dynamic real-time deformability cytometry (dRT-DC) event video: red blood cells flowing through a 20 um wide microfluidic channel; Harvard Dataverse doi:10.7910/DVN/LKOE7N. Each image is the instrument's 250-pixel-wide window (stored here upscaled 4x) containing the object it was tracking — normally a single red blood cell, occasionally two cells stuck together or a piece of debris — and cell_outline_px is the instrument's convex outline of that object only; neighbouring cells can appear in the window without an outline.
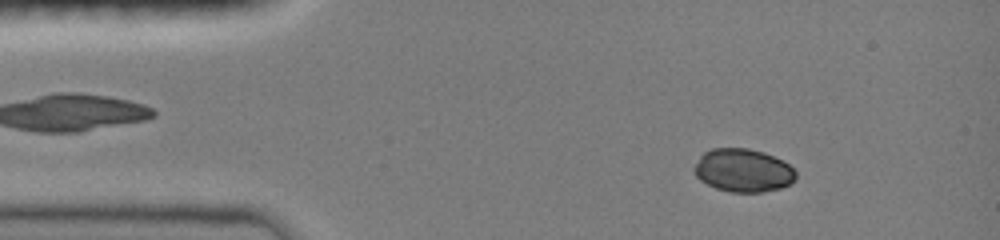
{"species": "common noctule bat (a hibernating species)", "species_latin": "Nyctalus noctula", "temperature_condition": "room temperature", "stored_images_in_passage": 41, "camera_frame_rate_fps": 3000, "um_per_image_px": 0.085, "animal": {"sex": "female", "body_mass_g": 19.0, "forearm_length_mm": 51.5}, "frame": {"image": 1, "passage_image": 14, "time_ms": 2.0, "image_size_px": [1000, 240], "cell_outline_px": [[796, 180], [780, 188], [764, 192], [728, 192], [716, 188], [700, 180], [696, 176], [692, 168], [700, 156], [704, 152], [712, 148], [748, 148], [764, 152], [788, 164], [796, 172]], "centroid_in_image_um": [63.14, 14.48], "position_along_channel_um": 21.9, "area_um2": 25.61}}
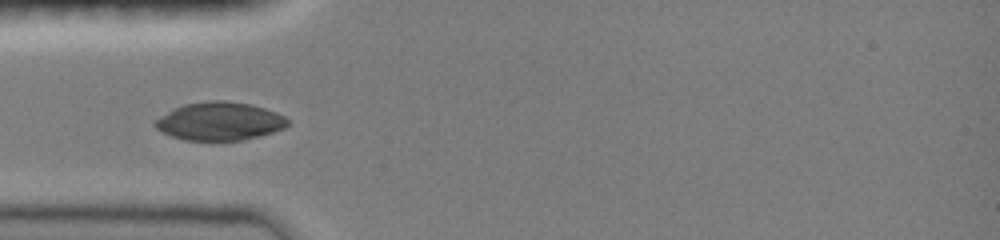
{"frame": {"image": 2, "passage_image": 33, "time_ms": 4.667, "image_size_px": [1000, 240], "cell_outline_px": [[288, 124], [284, 128], [272, 132], [244, 140], [184, 140], [172, 136], [156, 128], [152, 124], [160, 116], [184, 104], [212, 100], [224, 100], [248, 104], [264, 108], [276, 112], [284, 116], [288, 120]], "centroid_in_image_um": [18.67, 10.31], "position_along_channel_um": 66.3, "area_um2": 29.19}}
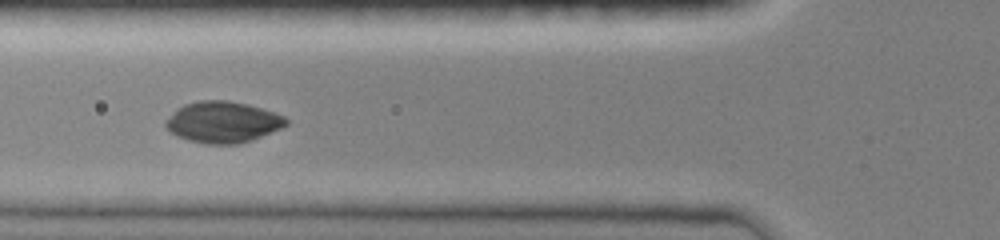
{"frame": {"image": 3, "passage_image": 40, "time_ms": 5.667, "image_size_px": [1000, 240], "cell_outline_px": [[288, 124], [280, 128], [252, 140], [240, 144], [204, 144], [188, 140], [176, 136], [164, 124], [164, 120], [176, 108], [184, 104], [200, 100], [228, 100], [248, 104], [284, 116], [288, 120]], "centroid_in_image_um": [18.9, 10.38], "position_along_channel_um": 106.9, "area_um2": 29.02}}